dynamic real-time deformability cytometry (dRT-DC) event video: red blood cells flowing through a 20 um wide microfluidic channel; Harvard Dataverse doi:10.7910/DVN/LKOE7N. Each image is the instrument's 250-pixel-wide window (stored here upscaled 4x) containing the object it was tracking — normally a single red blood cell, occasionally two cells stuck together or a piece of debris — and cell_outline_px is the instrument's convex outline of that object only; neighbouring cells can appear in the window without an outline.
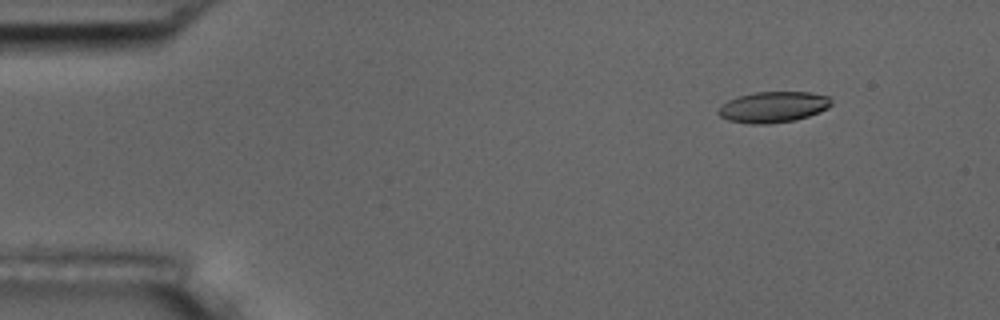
{"species": "common noctule bat (a hibernating species)", "species_latin": "Nyctalus noctula", "temperature_condition": "room temperature", "stored_images_in_passage": 3, "camera_frame_rate_fps": 3000, "um_per_image_px": 0.085, "animal": {"sex": "male", "body_mass_g": 17.5, "forearm_length_mm": 52.3}, "frame": {"image": 1, "passage_image": 1, "time_ms": 0.0, "image_size_px": [1000, 320], "cell_outline_px": [[832, 104], [828, 108], [820, 112], [796, 120], [768, 124], [752, 124], [728, 120], [720, 116], [716, 112], [728, 100], [740, 96], [756, 92], [812, 92], [828, 96], [832, 100]], "centroid_in_image_um": [65.76, 9.1], "position_along_channel_um": 19.2, "area_um2": 20.35}}